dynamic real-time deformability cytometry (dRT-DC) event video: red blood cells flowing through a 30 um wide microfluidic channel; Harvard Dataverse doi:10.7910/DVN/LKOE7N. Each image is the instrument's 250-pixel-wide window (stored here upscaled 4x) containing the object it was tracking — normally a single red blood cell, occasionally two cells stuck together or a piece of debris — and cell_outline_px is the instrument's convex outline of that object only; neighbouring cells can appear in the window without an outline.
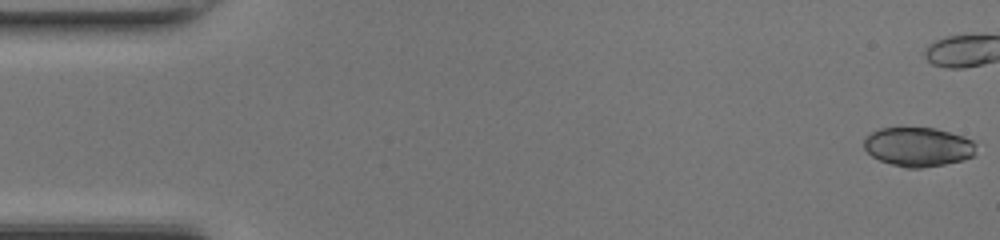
{"species": "common noctule bat (a hibernating species)", "species_latin": "Nyctalus noctula", "temperature_condition": "room temperature", "stored_images_in_passage": 38, "camera_frame_rate_fps": 3000, "um_per_image_px": 0.085, "animal": {"sex": "female", "body_mass_g": 17.0, "forearm_length_mm": 48.0}, "frame": {"image": 1, "passage_image": 1, "time_ms": 0.0, "image_size_px": [1000, 240], "cell_outline_px": [[976, 156], [964, 160], [944, 164], [920, 168], [908, 168], [892, 164], [880, 160], [872, 156], [864, 148], [864, 136], [880, 128], [936, 128], [964, 136], [972, 140], [976, 144]], "centroid_in_image_um": [78.08, 12.48], "position_along_channel_um": 6.9, "area_um2": 25.78}}